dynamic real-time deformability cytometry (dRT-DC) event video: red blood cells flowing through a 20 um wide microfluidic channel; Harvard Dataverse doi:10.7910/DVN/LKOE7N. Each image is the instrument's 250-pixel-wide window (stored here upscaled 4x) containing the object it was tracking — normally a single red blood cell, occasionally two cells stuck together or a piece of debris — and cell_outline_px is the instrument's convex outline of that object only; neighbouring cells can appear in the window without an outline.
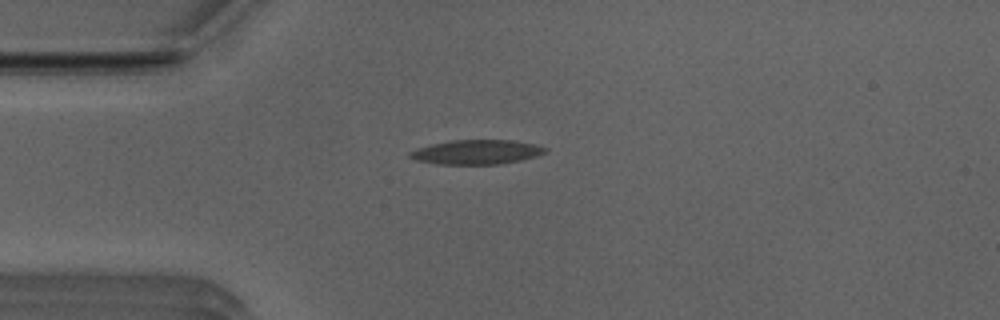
{"species": "Egyptian fruit bat (a non-hibernating species)", "species_latin": "Rousettus aegyptiacus", "temperature_condition": "room temperature", "stored_images_in_passage": 39, "camera_frame_rate_fps": 3000, "um_per_image_px": 0.085, "animal": {"sex": "male"}, "frame": {"image": 1, "passage_image": 1, "time_ms": 0.0, "image_size_px": [1000, 320], "cell_outline_px": [[548, 152], [536, 156], [520, 160], [500, 164], [436, 164], [416, 160], [408, 156], [408, 152], [432, 144], [452, 140], [512, 140], [536, 144], [548, 148]], "centroid_in_image_um": [40.55, 12.92], "position_along_channel_um": 44.5, "area_um2": 19.25}}
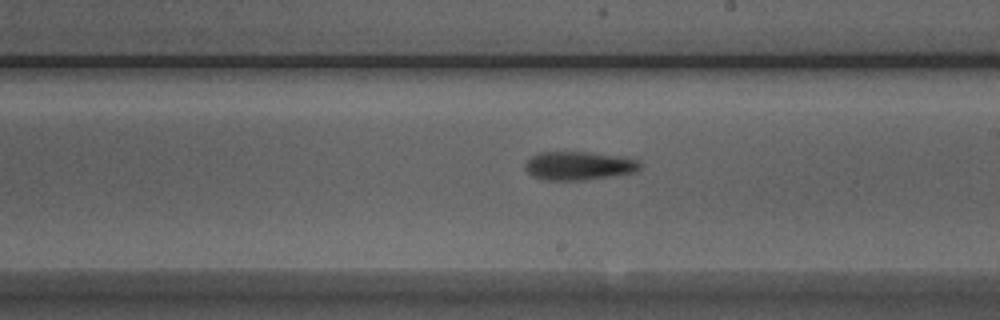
{"frame": {"image": 2, "passage_image": 17, "time_ms": 5.333, "image_size_px": [1000, 320], "cell_outline_px": [[640, 168], [636, 172], [584, 180], [544, 180], [532, 176], [524, 168], [524, 164], [532, 156], [540, 152], [588, 152], [624, 156], [640, 160]], "centroid_in_image_um": [49.21, 14.08], "position_along_channel_um": 239.8, "area_um2": 19.25}}
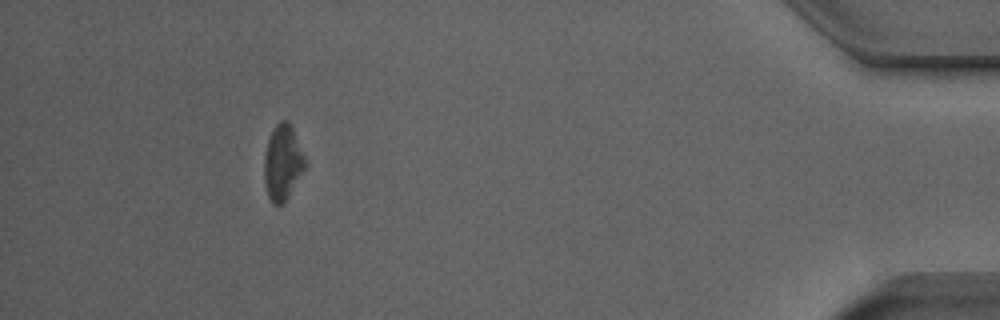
{"frame": {"image": 3, "passage_image": 35, "time_ms": 11.333, "image_size_px": [1000, 320], "cell_outline_px": [[304, 168], [284, 204], [272, 204], [268, 196], [264, 184], [264, 156], [268, 140], [276, 124], [280, 120], [288, 120], [292, 128], [304, 160]], "centroid_in_image_um": [23.97, 13.85], "position_along_channel_um": 411.2, "area_um2": 17.4}, "authors_computed_cell_mechanics": {"area_um2": 18.5538, "velocity_mm_per_s": 3.9623, "shape_relaxation_time_tau1_ms": 3.6872, "shape_relaxation_time_tau2_ms": 6.0483, "deformation_change_tau1": 0.1108, "deformation_change_tau2": 0.1598}}